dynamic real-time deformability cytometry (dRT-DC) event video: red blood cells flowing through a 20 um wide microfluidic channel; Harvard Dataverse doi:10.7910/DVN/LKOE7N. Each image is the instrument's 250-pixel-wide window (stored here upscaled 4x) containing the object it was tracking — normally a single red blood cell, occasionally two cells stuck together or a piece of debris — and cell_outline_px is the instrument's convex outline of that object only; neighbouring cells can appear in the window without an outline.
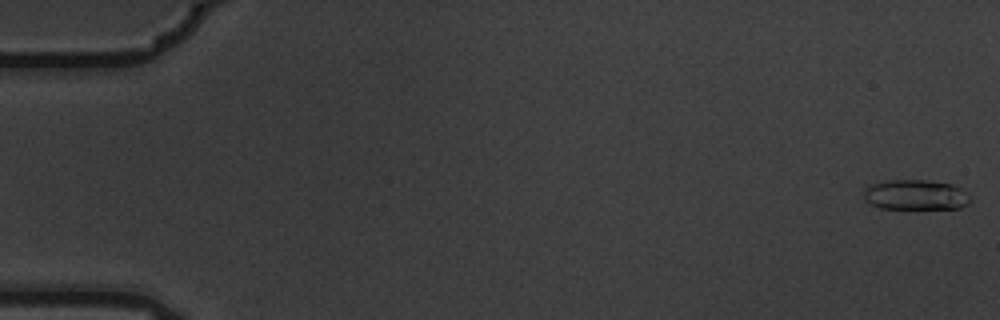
{"species": "common noctule bat (a hibernating species)", "species_latin": "Nyctalus noctula", "temperature_condition": "warm", "stored_images_in_passage": 6, "camera_frame_rate_fps": 3000, "um_per_image_px": 0.085, "animal": {"sex": "male", "body_mass_g": 19.5, "forearm_length_mm": 54.6}, "frame": {"image": 1, "passage_image": 1, "time_ms": 0.0, "image_size_px": [1000, 320], "cell_outline_px": [[972, 196], [968, 204], [960, 208], [880, 208], [868, 204], [864, 200], [864, 188], [872, 184], [888, 180], [924, 180], [952, 184], [964, 188]], "centroid_in_image_um": [77.85, 16.56], "position_along_channel_um": 7.1, "area_um2": 18.96}}
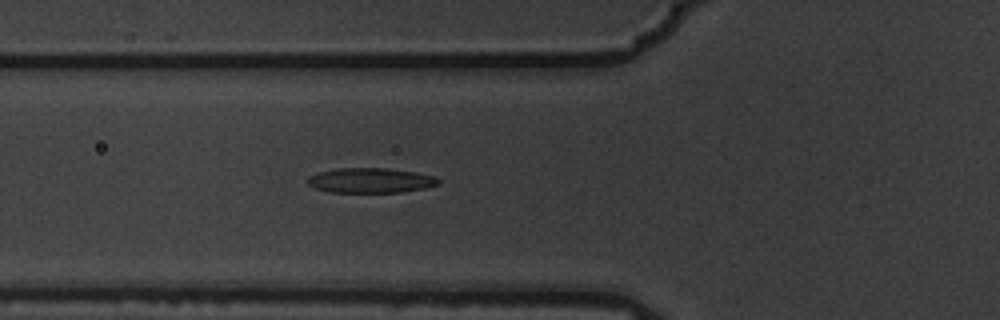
{"frame": {"image": 2, "passage_image": 6, "time_ms": 1.667, "image_size_px": [1000, 320], "cell_outline_px": [[440, 184], [424, 188], [400, 192], [328, 192], [316, 188], [308, 184], [308, 176], [316, 172], [336, 168], [388, 168], [416, 172], [436, 176], [440, 180]], "centroid_in_image_um": [31.5, 15.32], "position_along_channel_um": 94.3, "area_um2": 19.13}}